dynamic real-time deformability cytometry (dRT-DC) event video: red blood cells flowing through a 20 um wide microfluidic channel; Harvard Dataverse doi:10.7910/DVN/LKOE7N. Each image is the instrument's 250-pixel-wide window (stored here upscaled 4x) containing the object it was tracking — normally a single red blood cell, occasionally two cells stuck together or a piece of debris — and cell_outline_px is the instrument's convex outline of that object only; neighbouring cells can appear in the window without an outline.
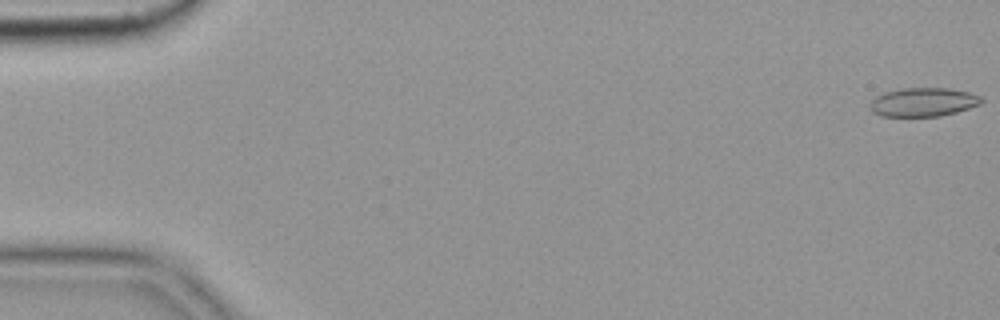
{"species": "common noctule bat (a hibernating species)", "species_latin": "Nyctalus noctula", "temperature_condition": "cold", "stored_images_in_passage": 56, "camera_frame_rate_fps": 3000, "um_per_image_px": 0.085, "animal": {"sex": "female", "body_mass_g": 19.9}, "frame": {"image": 1, "passage_image": 1, "time_ms": 0.0, "image_size_px": [1000, 320], "cell_outline_px": [[984, 100], [980, 104], [956, 112], [940, 116], [880, 116], [872, 112], [868, 108], [868, 104], [876, 96], [884, 92], [900, 88], [948, 88], [968, 92], [980, 96]], "centroid_in_image_um": [78.42, 8.68], "position_along_channel_um": 6.6, "area_um2": 18.79}}
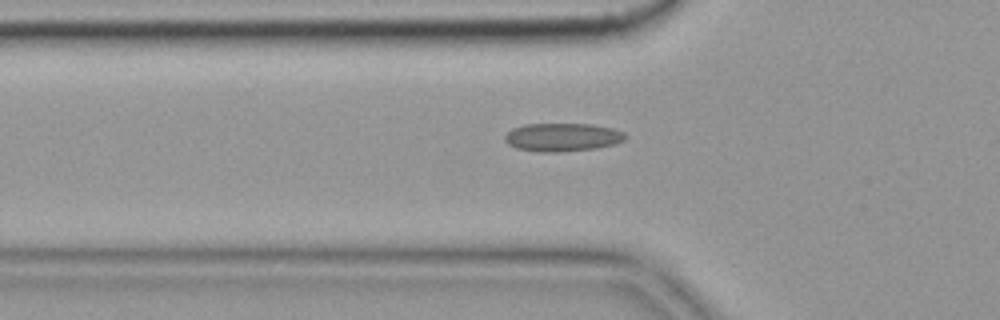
{"frame": {"image": 2, "passage_image": 19, "time_ms": 6.0, "image_size_px": [1000, 320], "cell_outline_px": [[628, 136], [624, 140], [616, 144], [596, 148], [556, 152], [540, 152], [516, 148], [508, 144], [504, 140], [504, 136], [512, 128], [524, 124], [592, 124], [612, 128], [624, 132]], "centroid_in_image_um": [47.81, 11.66], "position_along_channel_um": 78.0, "area_um2": 19.94}}
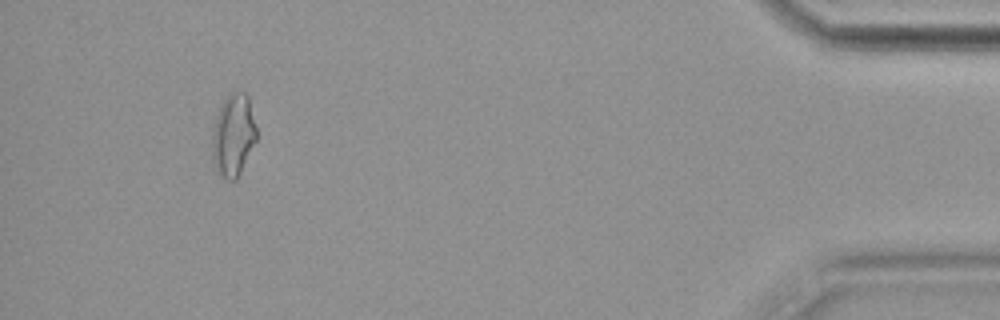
{"frame": {"image": 3, "passage_image": 52, "time_ms": 17.0, "image_size_px": [1000, 320], "cell_outline_px": [[256, 140], [236, 180], [228, 180], [216, 168], [212, 156], [212, 132], [216, 116], [220, 104], [228, 92], [244, 92], [248, 96], [256, 128]], "centroid_in_image_um": [19.82, 11.44], "position_along_channel_um": 415.4, "area_um2": 21.04}, "authors_computed_cell_mechanics": {"area_um2": 18.9584, "velocity_mm_per_s": 3.6463, "shape_relaxation_time_tau1_ms": null, "shape_relaxation_time_tau2_ms": 2.4889, "deformation_change_tau1": null, "deformation_change_tau2": 0.0938}}